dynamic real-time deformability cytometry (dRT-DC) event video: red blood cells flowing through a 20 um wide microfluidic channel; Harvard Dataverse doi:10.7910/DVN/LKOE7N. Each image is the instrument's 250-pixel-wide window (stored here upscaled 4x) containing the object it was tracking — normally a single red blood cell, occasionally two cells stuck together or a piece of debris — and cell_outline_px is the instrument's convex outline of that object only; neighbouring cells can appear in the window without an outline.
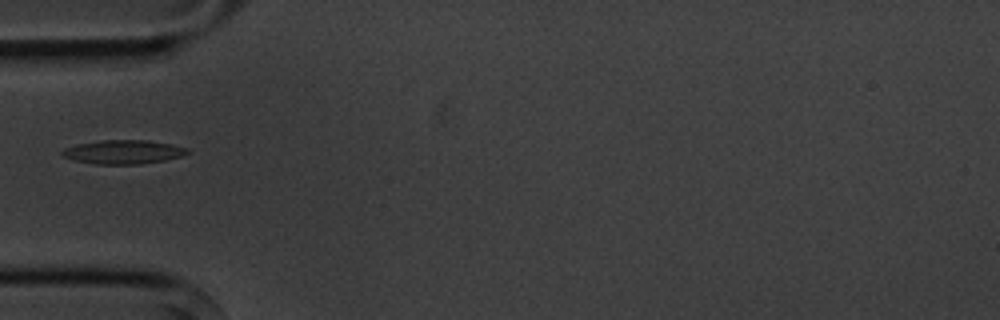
{"species": "common noctule bat (a hibernating species)", "species_latin": "Nyctalus noctula", "temperature_condition": "cold", "stored_images_in_passage": 8, "camera_frame_rate_fps": 3000, "um_per_image_px": 0.085, "animal": {"sex": "male", "body_mass_g": 20.1, "forearm_length_mm": 53.5}, "frame": {"image": 1, "passage_image": 5, "time_ms": 5.667, "image_size_px": [1000, 320], "cell_outline_px": [[188, 152], [180, 156], [164, 160], [140, 164], [96, 164], [72, 160], [64, 156], [60, 152], [64, 148], [76, 144], [104, 140], [148, 140], [172, 144], [188, 148]], "centroid_in_image_um": [10.45, 12.91], "position_along_channel_um": 74.5, "area_um2": 17.34}}
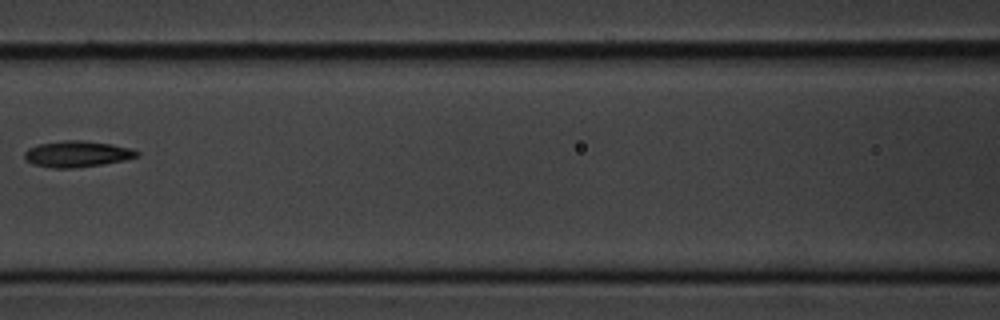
{"frame": {"image": 2, "passage_image": 7, "time_ms": 8.0, "image_size_px": [1000, 320], "cell_outline_px": [[140, 156], [124, 160], [76, 168], [52, 168], [32, 164], [24, 160], [24, 152], [28, 148], [36, 144], [64, 140], [84, 140], [112, 144], [132, 148], [140, 152]], "centroid_in_image_um": [6.53, 13.08], "position_along_channel_um": 160.1, "area_um2": 17.4}}
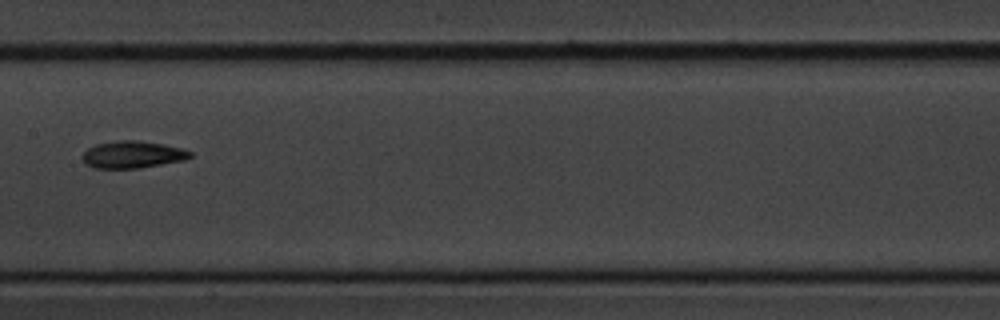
{"frame": {"image": 3, "passage_image": 8, "time_ms": 9.0, "image_size_px": [1000, 320], "cell_outline_px": [[192, 156], [184, 160], [136, 168], [92, 168], [84, 164], [80, 156], [88, 148], [96, 144], [116, 140], [140, 140], [164, 144], [180, 148], [192, 152]], "centroid_in_image_um": [11.21, 13.13], "position_along_channel_um": 196.2, "area_um2": 17.11}}